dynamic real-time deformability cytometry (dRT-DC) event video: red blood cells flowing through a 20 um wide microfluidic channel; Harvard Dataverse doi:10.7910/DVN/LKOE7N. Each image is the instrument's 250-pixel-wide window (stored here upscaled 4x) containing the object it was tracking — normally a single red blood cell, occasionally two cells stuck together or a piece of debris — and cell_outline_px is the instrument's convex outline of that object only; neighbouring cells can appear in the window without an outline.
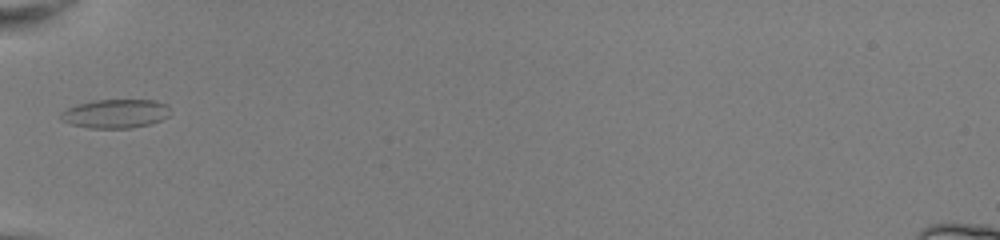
{"species": "common noctule bat (a hibernating species)", "species_latin": "Nyctalus noctula", "temperature_condition": "room temperature", "stored_images_in_passage": 32, "camera_frame_rate_fps": 3000, "um_per_image_px": 0.085, "animal": {"sex": "female", "body_mass_g": 22.0, "forearm_length_mm": 56.7}, "frame": {"image": 1, "passage_image": 1, "time_ms": 0.0, "image_size_px": [1000, 240], "cell_outline_px": [[172, 112], [168, 116], [160, 120], [148, 124], [132, 128], [88, 128], [72, 124], [60, 120], [60, 112], [76, 104], [92, 100], [156, 100], [168, 104]], "centroid_in_image_um": [9.82, 9.65], "position_along_channel_um": 75.2, "area_um2": 18.61}}
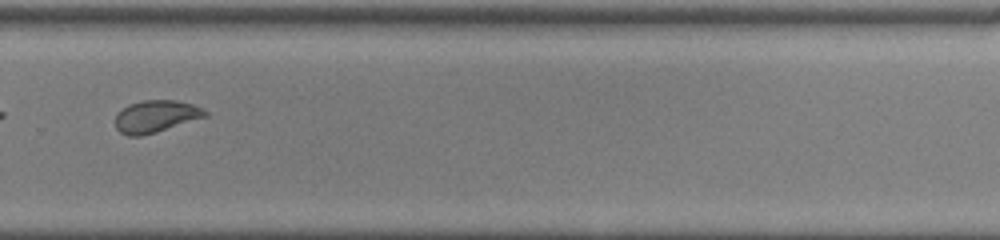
{"frame": {"image": 2, "passage_image": 19, "time_ms": 6.0, "image_size_px": [1000, 240], "cell_outline_px": [[208, 116], [156, 132], [140, 136], [128, 136], [120, 132], [116, 128], [116, 116], [128, 104], [144, 100], [176, 100], [192, 104], [208, 112]], "centroid_in_image_um": [13.25, 9.89], "position_along_channel_um": 316.5, "area_um2": 16.65}, "authors_computed_cell_mechanics": {"area_um2": 17.1377, "velocity_mm_per_s": 4.0373, "shape_relaxation_time_tau1_ms": null, "shape_relaxation_time_tau2_ms": 1.1711, "deformation_change_tau1": null, "deformation_change_tau2": 0.0613}}